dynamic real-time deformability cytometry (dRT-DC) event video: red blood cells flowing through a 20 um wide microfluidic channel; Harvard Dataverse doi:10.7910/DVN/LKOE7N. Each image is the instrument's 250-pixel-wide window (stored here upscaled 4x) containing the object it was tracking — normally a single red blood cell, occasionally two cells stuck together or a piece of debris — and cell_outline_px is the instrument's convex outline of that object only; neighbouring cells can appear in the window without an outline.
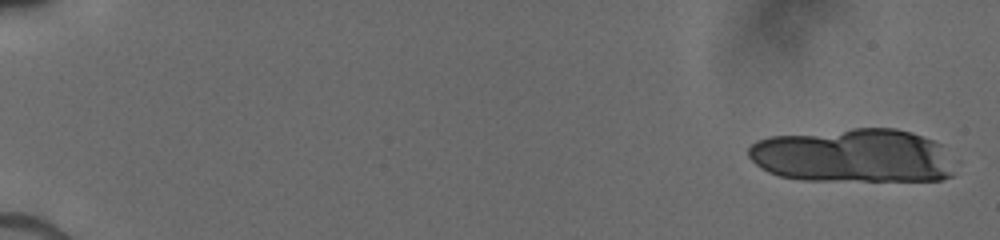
{"species": "human", "species_latin": "Homo sapiens", "temperature_condition": "cold", "stored_images_in_passage": 6, "camera_frame_rate_fps": 3000, "um_per_image_px": 0.085, "donor": {"sex": "male"}, "frame": {"image": 1, "passage_image": 1, "time_ms": 0.0, "image_size_px": [1000, 240], "cell_outline_px": [[952, 176], [940, 180], [804, 180], [780, 176], [768, 172], [760, 168], [748, 156], [748, 148], [756, 140], [772, 136], [852, 128], [896, 128], [912, 132], [932, 140], [940, 144], [952, 168]], "centroid_in_image_um": [72.45, 13.23], "position_along_channel_um": 12.6, "area_um2": 64.45}}
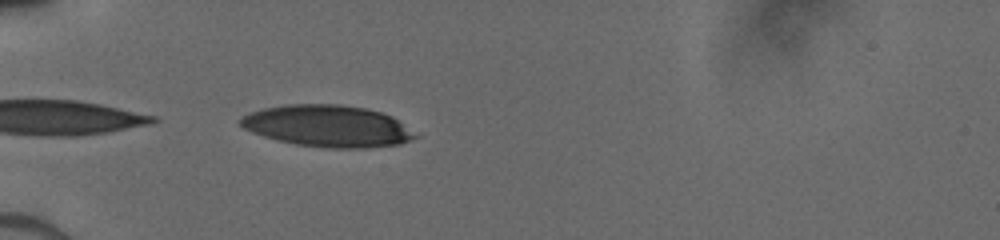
{"frame": {"image": 2, "passage_image": 6, "time_ms": 5.667, "image_size_px": [1000, 240], "cell_outline_px": [[420, 136], [400, 144], [368, 148], [328, 148], [296, 144], [276, 140], [252, 132], [244, 128], [240, 124], [240, 116], [264, 108], [288, 104], [340, 104], [364, 108], [380, 112], [392, 116]], "centroid_in_image_um": [27.86, 10.72], "position_along_channel_um": 57.1, "area_um2": 42.43}}